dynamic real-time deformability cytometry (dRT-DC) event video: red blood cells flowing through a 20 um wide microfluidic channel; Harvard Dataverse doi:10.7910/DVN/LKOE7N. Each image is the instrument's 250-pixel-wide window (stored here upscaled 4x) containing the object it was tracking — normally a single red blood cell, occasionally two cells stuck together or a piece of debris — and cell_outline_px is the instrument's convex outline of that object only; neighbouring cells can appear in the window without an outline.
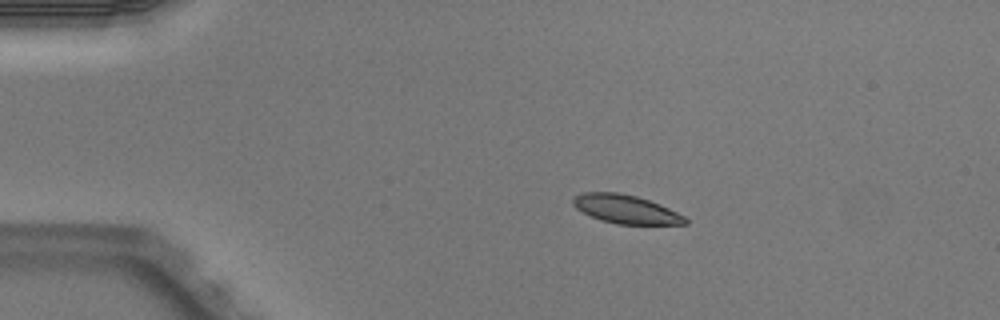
{"species": "Egyptian fruit bat (a non-hibernating species)", "species_latin": "Rousettus aegyptiacus", "temperature_condition": "warm", "stored_images_in_passage": 5, "camera_frame_rate_fps": 3000, "um_per_image_px": 0.085, "animal": {"sex": "male"}, "frame": {"image": 1, "passage_image": 3, "time_ms": 0.667, "image_size_px": [1000, 320], "cell_outline_px": [[688, 224], [616, 224], [600, 220], [576, 208], [572, 204], [572, 200], [580, 192], [616, 192], [636, 196], [660, 204], [684, 216], [688, 220]], "centroid_in_image_um": [53.18, 17.78], "position_along_channel_um": 31.8, "area_um2": 18.55}}
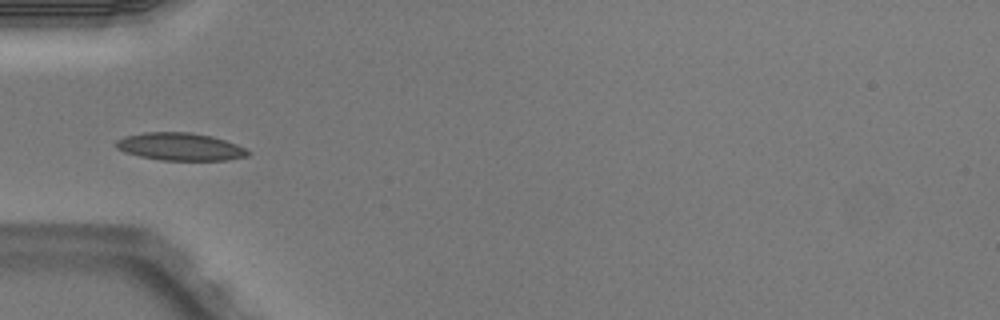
{"frame": {"image": 2, "passage_image": 5, "time_ms": 1.333, "image_size_px": [1000, 320], "cell_outline_px": [[248, 156], [228, 160], [160, 160], [140, 156], [124, 152], [116, 148], [116, 140], [124, 136], [144, 132], [188, 132], [212, 136], [236, 144], [244, 148], [248, 152]], "centroid_in_image_um": [15.28, 12.46], "position_along_channel_um": 69.7, "area_um2": 21.15}}